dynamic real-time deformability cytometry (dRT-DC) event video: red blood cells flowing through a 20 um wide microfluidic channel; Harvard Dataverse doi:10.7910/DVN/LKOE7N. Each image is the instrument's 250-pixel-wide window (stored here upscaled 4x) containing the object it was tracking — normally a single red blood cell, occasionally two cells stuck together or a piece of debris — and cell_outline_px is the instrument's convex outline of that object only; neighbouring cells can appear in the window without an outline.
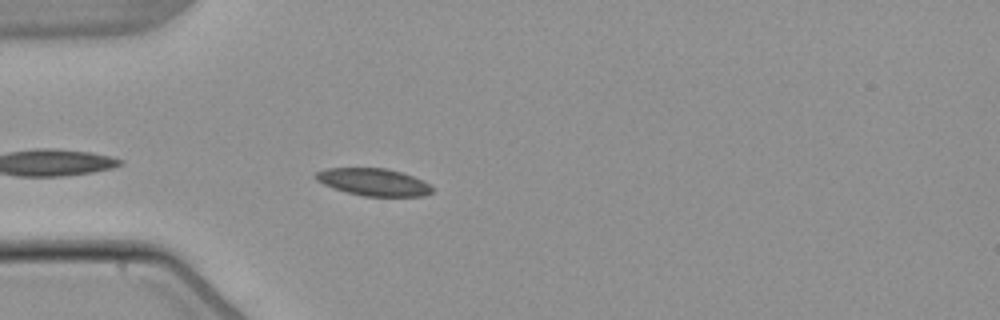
{"species": "common noctule bat (a hibernating species)", "species_latin": "Nyctalus noctula", "temperature_condition": "warm", "stored_images_in_passage": 5, "camera_frame_rate_fps": 3000, "um_per_image_px": 0.085, "animal": {"sex": "male", "body_mass_g": 21.5, "forearm_length_mm": 52.0}, "frame": {"image": 1, "passage_image": 5, "time_ms": 5.0, "image_size_px": [1000, 320], "cell_outline_px": [[432, 192], [424, 196], [364, 196], [332, 188], [316, 180], [312, 176], [316, 172], [328, 168], [384, 168], [400, 172], [412, 176], [428, 184], [432, 188]], "centroid_in_image_um": [31.7, 15.47], "position_along_channel_um": 53.3, "area_um2": 18.32}}